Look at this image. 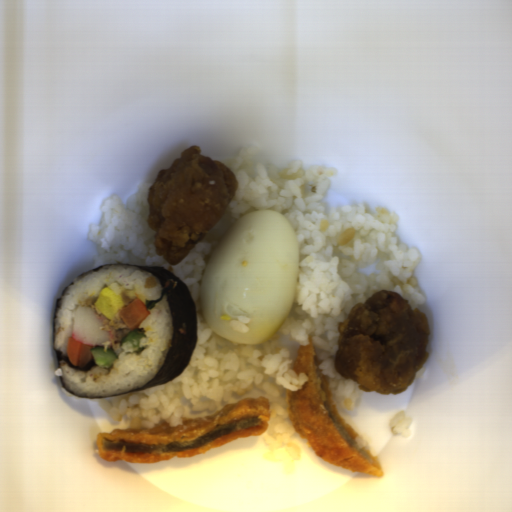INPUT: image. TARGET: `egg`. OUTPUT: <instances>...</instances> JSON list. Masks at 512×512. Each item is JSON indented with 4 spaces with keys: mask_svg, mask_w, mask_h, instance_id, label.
I'll use <instances>...</instances> for the list:
<instances>
[{
    "mask_svg": "<svg viewBox=\"0 0 512 512\" xmlns=\"http://www.w3.org/2000/svg\"><path fill=\"white\" fill-rule=\"evenodd\" d=\"M298 239L283 215L259 210L239 218L205 262L199 308L212 333L240 344L264 342L294 302Z\"/></svg>",
    "mask_w": 512,
    "mask_h": 512,
    "instance_id": "obj_1",
    "label": "egg"
},
{
    "mask_svg": "<svg viewBox=\"0 0 512 512\" xmlns=\"http://www.w3.org/2000/svg\"><path fill=\"white\" fill-rule=\"evenodd\" d=\"M126 307L122 295H115L114 291L107 286L102 288L98 294L93 308H95L105 319L116 320L118 312Z\"/></svg>",
    "mask_w": 512,
    "mask_h": 512,
    "instance_id": "obj_2",
    "label": "egg"
}]
</instances>
